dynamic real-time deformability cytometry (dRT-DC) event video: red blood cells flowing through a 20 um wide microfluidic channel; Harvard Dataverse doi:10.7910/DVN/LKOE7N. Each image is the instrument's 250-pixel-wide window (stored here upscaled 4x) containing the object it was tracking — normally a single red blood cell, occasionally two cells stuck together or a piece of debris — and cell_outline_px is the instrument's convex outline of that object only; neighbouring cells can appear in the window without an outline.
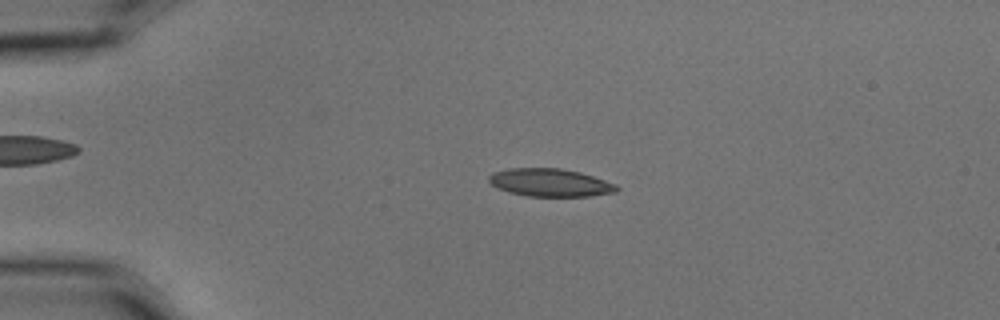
{"species": "common noctule bat (a hibernating species)", "species_latin": "Nyctalus noctula", "temperature_condition": "cold", "stored_images_in_passage": 56, "camera_frame_rate_fps": 3000, "um_per_image_px": 0.085, "animal": {"sex": "male", "body_mass_g": 15.6}, "frame": {"image": 1, "passage_image": 13, "time_ms": 4.0, "image_size_px": [1000, 320], "cell_outline_px": [[620, 188], [616, 192], [588, 196], [528, 196], [508, 192], [492, 184], [488, 180], [488, 176], [492, 172], [508, 168], [560, 168], [580, 172], [616, 184]], "centroid_in_image_um": [46.75, 15.51], "position_along_channel_um": 38.2, "area_um2": 20.69}}
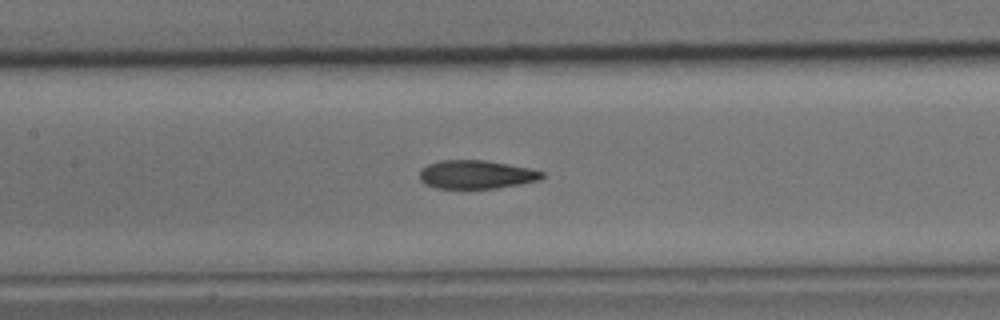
{"frame": {"image": 2, "passage_image": 27, "time_ms": 8.667, "image_size_px": [1000, 320], "cell_outline_px": [[544, 176], [540, 180], [520, 184], [496, 188], [436, 188], [424, 184], [420, 180], [420, 168], [428, 164], [440, 160], [484, 160], [532, 168], [544, 172]], "centroid_in_image_um": [40.48, 14.83], "position_along_channel_um": 166.9, "area_um2": 20.46}}
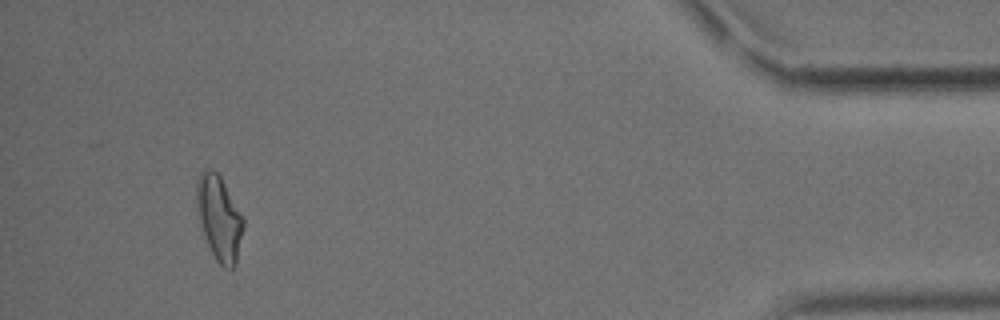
{"frame": {"image": 3, "passage_image": 53, "time_ms": 17.333, "image_size_px": [1000, 320], "cell_outline_px": [[244, 228], [236, 264], [232, 268], [224, 268], [216, 260], [208, 244], [196, 208], [196, 180], [200, 172], [204, 168], [208, 168], [216, 172], [220, 176], [244, 216]], "centroid_in_image_um": [18.64, 18.5], "position_along_channel_um": 416.6, "area_um2": 23.12}, "authors_computed_cell_mechanics": {"area_um2": 20.9814, "velocity_mm_per_s": 3.5709, "shape_relaxation_time_tau1_ms": 5.257, "shape_relaxation_time_tau2_ms": 2.2188, "deformation_change_tau1": 0.1855, "deformation_change_tau2": 0.1021}}